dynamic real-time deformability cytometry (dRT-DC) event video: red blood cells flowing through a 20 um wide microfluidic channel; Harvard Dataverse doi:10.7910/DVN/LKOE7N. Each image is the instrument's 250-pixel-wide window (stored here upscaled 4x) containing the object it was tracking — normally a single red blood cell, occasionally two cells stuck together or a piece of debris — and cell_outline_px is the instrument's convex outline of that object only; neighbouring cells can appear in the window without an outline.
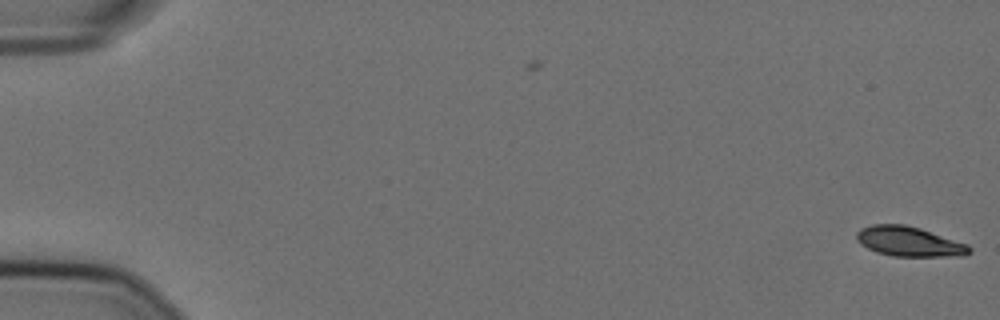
{"species": "Egyptian fruit bat (a non-hibernating species)", "species_latin": "Rousettus aegyptiacus", "temperature_condition": "cold", "stored_images_in_passage": 6, "camera_frame_rate_fps": 3000, "um_per_image_px": 0.085, "animal": {"sex": "female"}, "frame": {"image": 1, "passage_image": 6, "time_ms": 1.667, "image_size_px": [1000, 320], "cell_outline_px": [[972, 252], [964, 256], [892, 256], [876, 252], [860, 244], [856, 240], [856, 232], [860, 228], [872, 224], [904, 224], [920, 228], [968, 244], [972, 248]], "centroid_in_image_um": [77.27, 20.53], "position_along_channel_um": 7.7, "area_um2": 19.77}}